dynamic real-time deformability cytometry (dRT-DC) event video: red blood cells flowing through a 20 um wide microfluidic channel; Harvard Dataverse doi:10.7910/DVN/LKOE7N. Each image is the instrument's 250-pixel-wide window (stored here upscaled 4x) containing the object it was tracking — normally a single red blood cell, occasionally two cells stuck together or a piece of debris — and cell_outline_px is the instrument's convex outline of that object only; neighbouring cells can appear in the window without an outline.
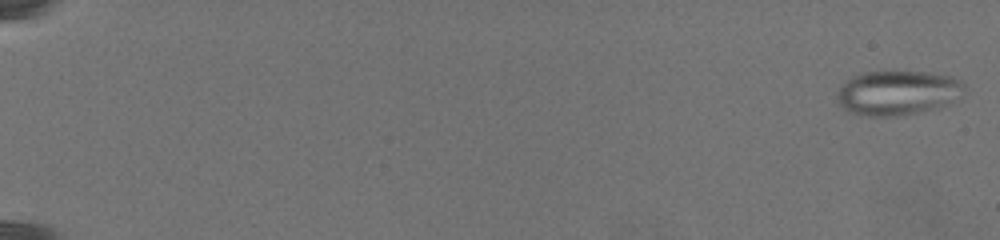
{"species": "common noctule bat (a hibernating species)", "species_latin": "Nyctalus noctula", "temperature_condition": "warm", "stored_images_in_passage": 68, "camera_frame_rate_fps": 3000, "um_per_image_px": 0.085, "animal": {"sex": "female", "body_mass_g": 19.5, "forearm_length_mm": 54.1}, "frame": {"image": 1, "passage_image": 2, "time_ms": 0.333, "image_size_px": [1000, 240], "cell_outline_px": [[964, 88], [948, 104], [936, 108], [904, 116], [868, 116], [848, 112], [840, 104], [836, 96], [836, 92], [852, 76], [864, 72], [928, 72], [952, 76], [960, 80], [964, 84]], "centroid_in_image_um": [76.27, 7.9], "position_along_channel_um": 8.7, "area_um2": 32.83}}
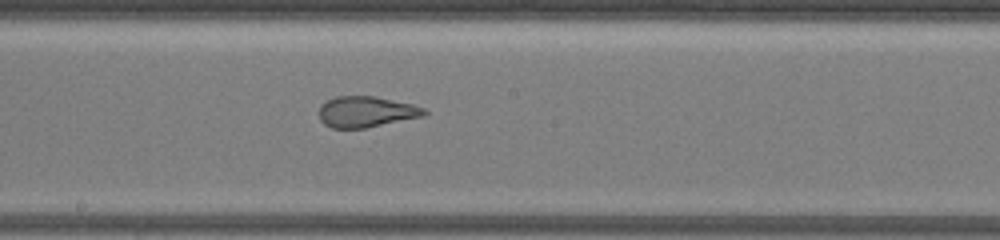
{"frame": {"image": 2, "passage_image": 37, "time_ms": 15.333, "image_size_px": [1000, 240], "cell_outline_px": [[428, 112], [424, 116], [364, 128], [332, 128], [324, 124], [320, 120], [320, 104], [336, 96], [376, 96], [412, 104], [424, 108]], "centroid_in_image_um": [31.12, 9.49], "position_along_channel_um": 217.1, "area_um2": 18.9}}
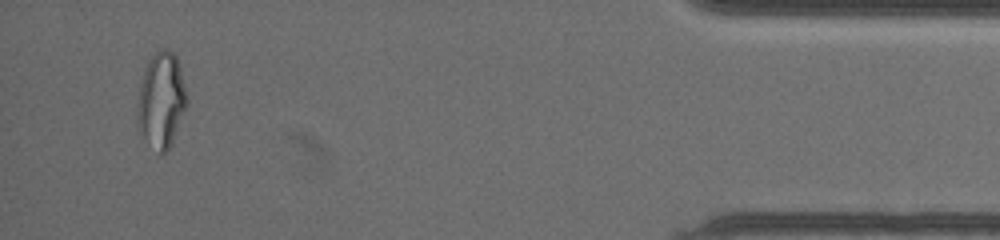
{"frame": {"image": 3, "passage_image": 65, "time_ms": 24.667, "image_size_px": [1000, 240], "cell_outline_px": [[188, 104], [172, 144], [164, 152], [160, 152], [140, 132], [136, 120], [140, 84], [144, 68], [148, 60], [160, 48], [168, 48], [176, 56], [180, 64], [188, 96]], "centroid_in_image_um": [13.74, 8.45], "position_along_channel_um": 421.5, "area_um2": 27.63}}